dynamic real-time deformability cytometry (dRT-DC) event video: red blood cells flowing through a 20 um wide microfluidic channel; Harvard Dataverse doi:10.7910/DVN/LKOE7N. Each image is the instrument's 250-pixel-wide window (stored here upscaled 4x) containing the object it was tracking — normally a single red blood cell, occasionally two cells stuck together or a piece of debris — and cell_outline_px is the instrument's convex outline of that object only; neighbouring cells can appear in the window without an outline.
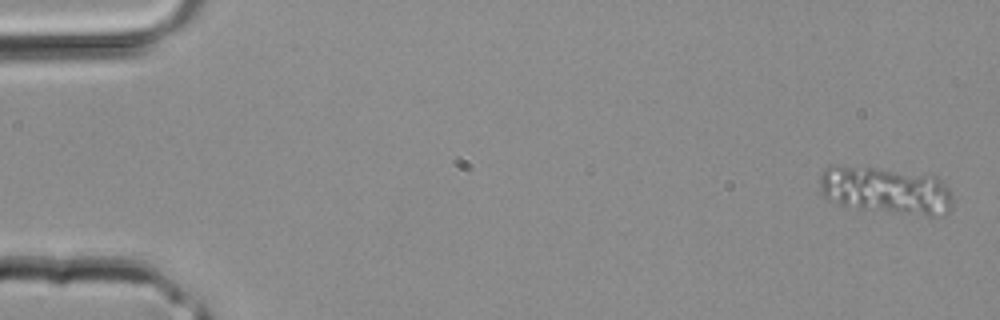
{"species": "common noctule bat (a hibernating species)", "species_latin": "Nyctalus noctula", "temperature_condition": "room temperature", "stored_images_in_passage": 3, "segment_of_instrument_passage": [2, 2], "camera_frame_rate_fps": 3000, "um_per_image_px": 0.085, "animal": {"sex": "male", "body_mass_g": 20.4}, "frame": {"image": 1, "passage_image": 3, "time_ms": 0.667, "image_size_px": [1000, 320], "cell_outline_px": [[952, 204], [948, 212], [932, 216], [928, 216], [860, 208], [840, 204], [828, 200], [820, 192], [820, 176], [828, 168], [836, 164], [872, 168], [936, 176], [952, 192]], "centroid_in_image_um": [75.29, 16.18], "position_along_channel_um": 9.7, "area_um2": 36.24}}